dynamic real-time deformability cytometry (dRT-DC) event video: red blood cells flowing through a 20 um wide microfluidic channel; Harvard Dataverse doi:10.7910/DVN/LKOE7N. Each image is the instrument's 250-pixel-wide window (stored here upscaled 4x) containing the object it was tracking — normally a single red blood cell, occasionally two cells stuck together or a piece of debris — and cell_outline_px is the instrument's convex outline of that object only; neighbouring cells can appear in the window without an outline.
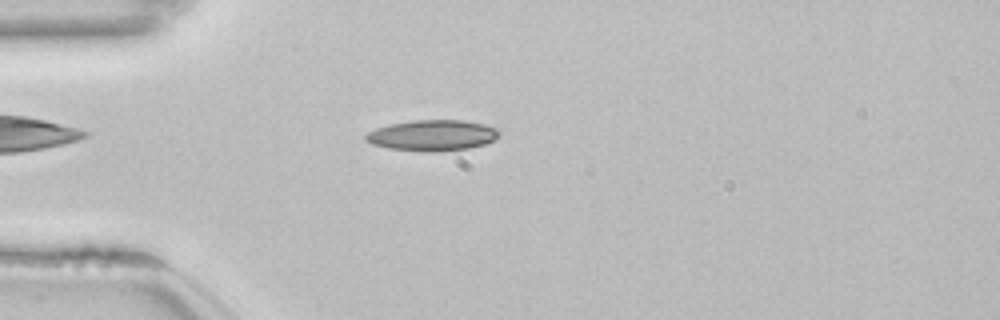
{"species": "common noctule bat (a hibernating species)", "species_latin": "Nyctalus noctula", "temperature_condition": "room temperature", "stored_images_in_passage": 53, "camera_frame_rate_fps": 3000, "um_per_image_px": 0.085, "animal": {"sex": "female", "body_mass_g": 22.7, "forearm_length_mm": 54.2}, "frame": {"image": 1, "passage_image": 14, "time_ms": 4.333, "image_size_px": [1000, 320], "cell_outline_px": [[500, 136], [496, 140], [484, 144], [468, 148], [388, 148], [372, 144], [364, 140], [364, 136], [368, 132], [376, 128], [392, 124], [416, 120], [464, 120], [484, 124], [496, 128], [500, 132]], "centroid_in_image_um": [36.79, 11.44], "position_along_channel_um": 48.2, "area_um2": 22.77}}
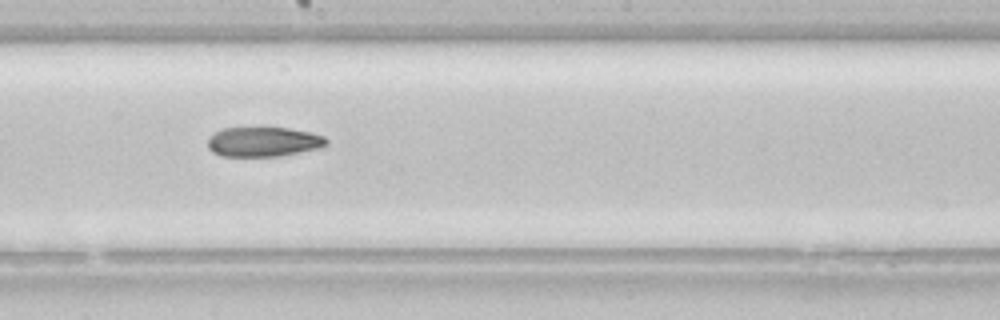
{"frame": {"image": 2, "passage_image": 29, "time_ms": 9.333, "image_size_px": [1000, 320], "cell_outline_px": [[328, 144], [324, 148], [280, 156], [220, 156], [212, 152], [208, 148], [208, 136], [224, 128], [288, 128], [312, 132], [324, 136], [328, 140]], "centroid_in_image_um": [22.44, 12.06], "position_along_channel_um": 225.8, "area_um2": 20.81}}
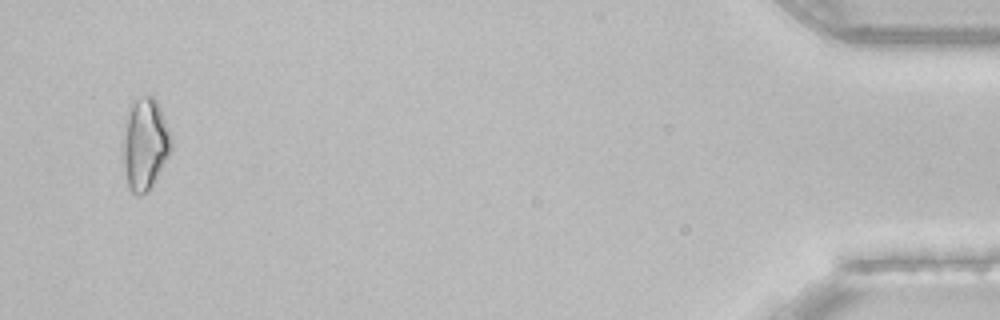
{"frame": {"image": 3, "passage_image": 51, "time_ms": 16.667, "image_size_px": [1000, 320], "cell_outline_px": [[172, 148], [168, 156], [148, 192], [140, 196], [136, 196], [128, 188], [124, 172], [124, 124], [128, 104], [132, 100], [140, 96], [152, 96], [156, 100], [160, 108], [172, 136]], "centroid_in_image_um": [12.31, 12.22], "position_along_channel_um": 422.9, "area_um2": 26.07}}